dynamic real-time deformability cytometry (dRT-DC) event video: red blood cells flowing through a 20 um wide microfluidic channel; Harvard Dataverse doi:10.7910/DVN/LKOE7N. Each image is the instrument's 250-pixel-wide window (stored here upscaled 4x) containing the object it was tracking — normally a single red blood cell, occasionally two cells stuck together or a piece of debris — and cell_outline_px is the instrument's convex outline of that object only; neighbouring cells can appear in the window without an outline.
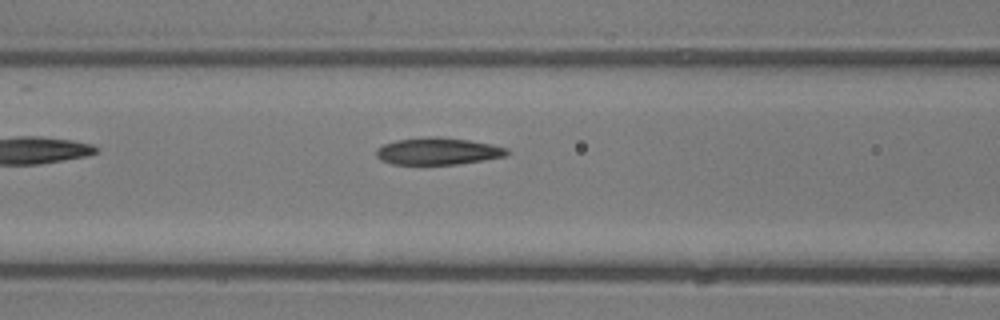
{"species": "common noctule bat (a hibernating species)", "species_latin": "Nyctalus noctula", "temperature_condition": "room temperature", "stored_images_in_passage": 6, "camera_frame_rate_fps": 3000, "um_per_image_px": 0.085, "animal": {"sex": "male", "body_mass_g": 13.3}, "frame": {"image": 1, "passage_image": 6, "time_ms": 5.667, "image_size_px": [1000, 320], "cell_outline_px": [[512, 152], [504, 156], [484, 160], [456, 164], [392, 164], [380, 160], [376, 156], [376, 148], [384, 144], [396, 140], [428, 136], [436, 136], [468, 140], [492, 144], [508, 148]], "centroid_in_image_um": [37.22, 12.85], "position_along_channel_um": 129.4, "area_um2": 20.69}}